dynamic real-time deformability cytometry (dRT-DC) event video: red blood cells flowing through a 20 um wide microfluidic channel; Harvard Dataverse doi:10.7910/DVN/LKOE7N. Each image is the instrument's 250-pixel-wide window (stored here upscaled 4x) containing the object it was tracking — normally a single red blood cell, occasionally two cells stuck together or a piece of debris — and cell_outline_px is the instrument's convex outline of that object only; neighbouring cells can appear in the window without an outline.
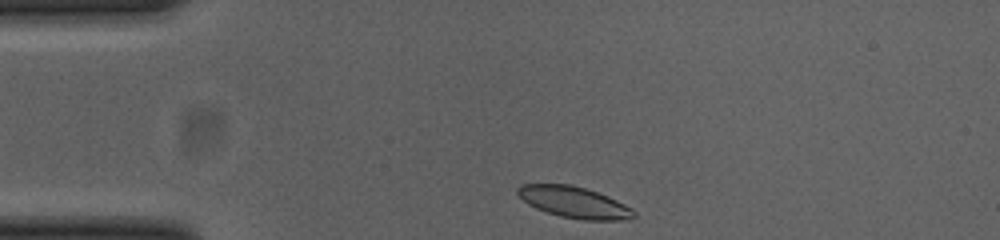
{"species": "common noctule bat (a hibernating species)", "species_latin": "Nyctalus noctula", "temperature_condition": "cold", "stored_images_in_passage": 34, "camera_frame_rate_fps": 3000, "um_per_image_px": 0.085, "animal": {"sex": "female", "body_mass_g": 23.0, "forearm_length_mm": 53.4}, "frame": {"image": 1, "passage_image": 1, "time_ms": 0.0, "image_size_px": [1000, 240], "cell_outline_px": [[636, 216], [632, 220], [580, 220], [560, 216], [536, 208], [528, 204], [516, 192], [516, 188], [520, 184], [572, 184], [608, 196], [632, 208], [636, 212]], "centroid_in_image_um": [48.83, 17.2], "position_along_channel_um": 36.2, "area_um2": 21.27}}
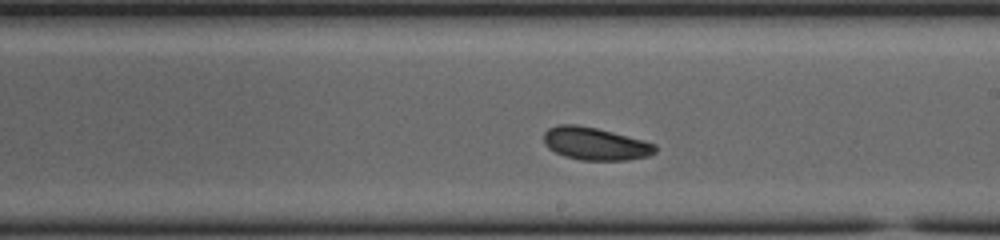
{"frame": {"image": 2, "passage_image": 20, "time_ms": 6.333, "image_size_px": [1000, 240], "cell_outline_px": [[656, 152], [648, 156], [628, 160], [580, 160], [564, 156], [548, 148], [544, 144], [544, 132], [548, 128], [560, 124], [576, 124], [596, 128], [644, 140], [656, 144]], "centroid_in_image_um": [50.59, 12.22], "position_along_channel_um": 238.4, "area_um2": 21.27}}
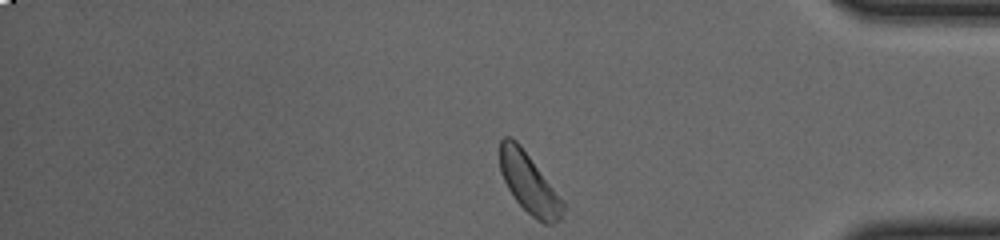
{"frame": {"image": 3, "passage_image": 34, "time_ms": 11.0, "image_size_px": [1000, 240], "cell_outline_px": [[564, 208], [560, 220], [552, 224], [544, 224], [536, 220], [516, 200], [508, 188], [500, 172], [500, 140], [504, 136], [508, 136], [516, 140], [520, 144], [564, 204]], "centroid_in_image_um": [44.93, 15.58], "position_along_channel_um": 390.3, "area_um2": 21.44}, "authors_computed_cell_mechanics": {"area_um2": 21.2704, "velocity_mm_per_s": 3.7717, "shape_relaxation_time_tau1_ms": 4.0197, "shape_relaxation_time_tau2_ms": null, "deformation_change_tau1": 0.1086, "deformation_change_tau2": null}}